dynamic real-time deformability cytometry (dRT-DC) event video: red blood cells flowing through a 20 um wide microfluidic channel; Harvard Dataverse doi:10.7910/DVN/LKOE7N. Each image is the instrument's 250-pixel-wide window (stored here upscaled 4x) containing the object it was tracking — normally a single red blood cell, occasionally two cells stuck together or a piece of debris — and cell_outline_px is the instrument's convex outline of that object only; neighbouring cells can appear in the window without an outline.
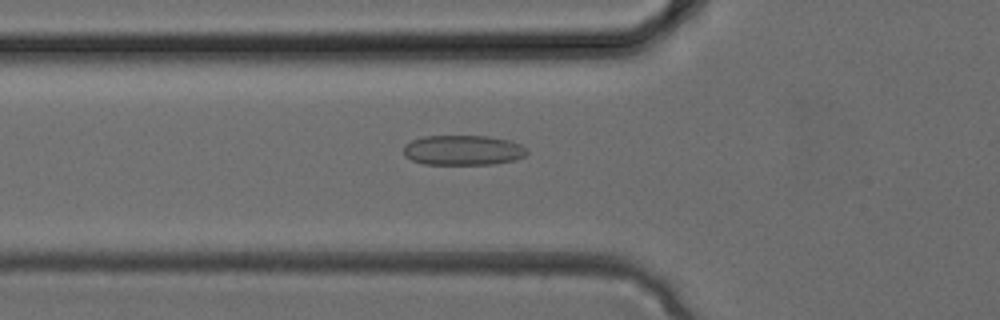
{"species": "common noctule bat (a hibernating species)", "species_latin": "Nyctalus noctula", "temperature_condition": "cold", "stored_images_in_passage": 22, "camera_frame_rate_fps": 3000, "um_per_image_px": 0.085, "animal": {"sex": "female", "body_mass_g": 24.6, "forearm_length_mm": 56.2}, "frame": {"image": 1, "passage_image": 3, "time_ms": 0.667, "image_size_px": [1000, 320], "cell_outline_px": [[528, 152], [524, 156], [516, 160], [496, 164], [424, 164], [412, 160], [404, 156], [404, 144], [412, 140], [424, 136], [488, 136], [508, 140], [520, 144], [528, 148]], "centroid_in_image_um": [39.37, 12.77], "position_along_channel_um": 86.4, "area_um2": 21.73}}
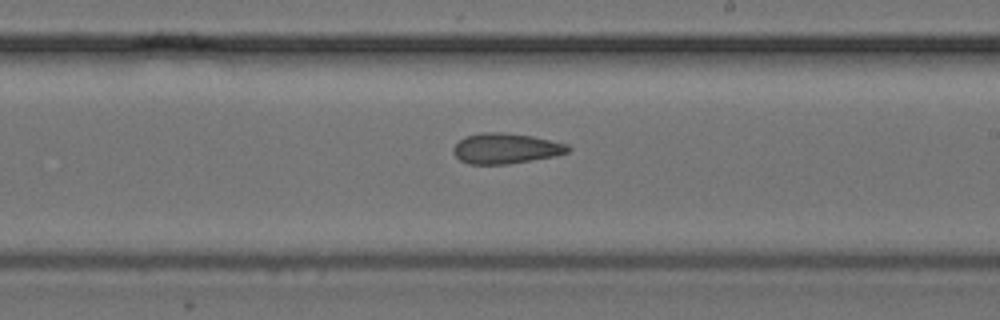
{"frame": {"image": 2, "passage_image": 11, "time_ms": 3.333, "image_size_px": [1000, 320], "cell_outline_px": [[572, 148], [568, 152], [556, 156], [508, 164], [468, 164], [460, 160], [452, 152], [452, 148], [464, 136], [480, 132], [504, 132], [532, 136], [568, 144]], "centroid_in_image_um": [42.98, 12.61], "position_along_channel_um": 246.0, "area_um2": 20.52}}
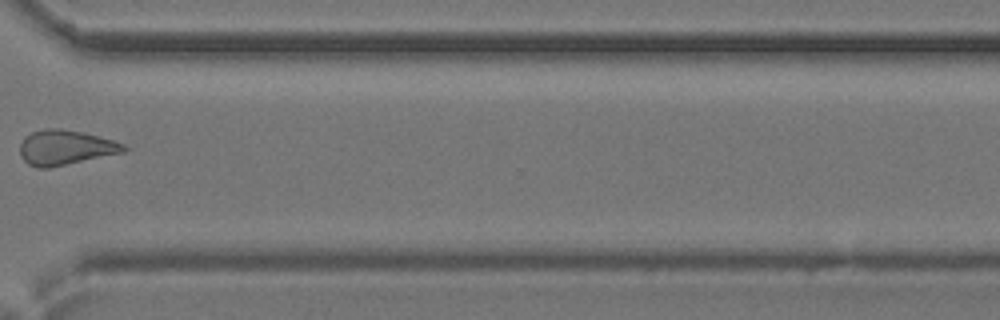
{"frame": {"image": 3, "passage_image": 17, "time_ms": 5.333, "image_size_px": [1000, 320], "cell_outline_px": [[128, 148], [124, 152], [48, 168], [36, 168], [28, 164], [20, 156], [20, 144], [24, 136], [32, 132], [48, 128], [60, 128], [80, 132], [112, 140], [124, 144]], "centroid_in_image_um": [5.52, 12.54], "position_along_channel_um": 365.1, "area_um2": 20.92}}